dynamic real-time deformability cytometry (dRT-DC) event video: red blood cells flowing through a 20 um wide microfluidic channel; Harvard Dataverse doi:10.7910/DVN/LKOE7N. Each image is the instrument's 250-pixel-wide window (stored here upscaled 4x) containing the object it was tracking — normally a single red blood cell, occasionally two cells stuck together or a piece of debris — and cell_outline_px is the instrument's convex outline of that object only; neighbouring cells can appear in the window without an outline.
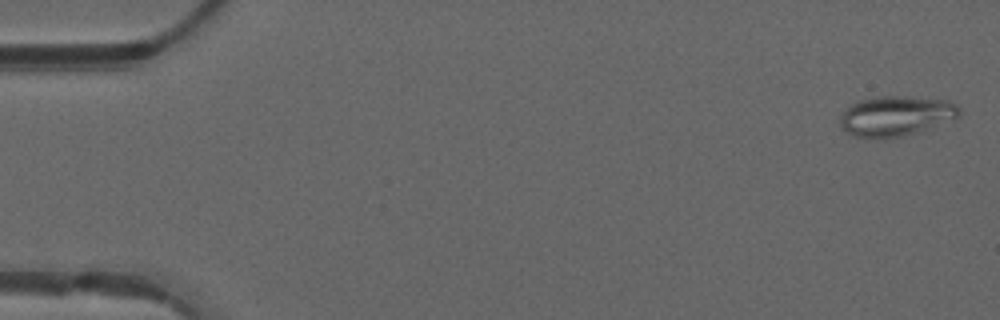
{"species": "common noctule bat (a hibernating species)", "species_latin": "Nyctalus noctula", "temperature_condition": "warm", "stored_images_in_passage": 51, "camera_frame_rate_fps": 3000, "um_per_image_px": 0.085, "animal": {"sex": "male", "forearm_length_mm": 52.5}, "frame": {"image": 1, "passage_image": 2, "time_ms": 0.333, "image_size_px": [1000, 320], "cell_outline_px": [[960, 116], [920, 132], [880, 140], [856, 136], [848, 132], [840, 124], [840, 116], [848, 104], [856, 100], [876, 96], [900, 96], [948, 100], [956, 104], [960, 108]], "centroid_in_image_um": [76.13, 9.85], "position_along_channel_um": 8.9, "area_um2": 28.21}}
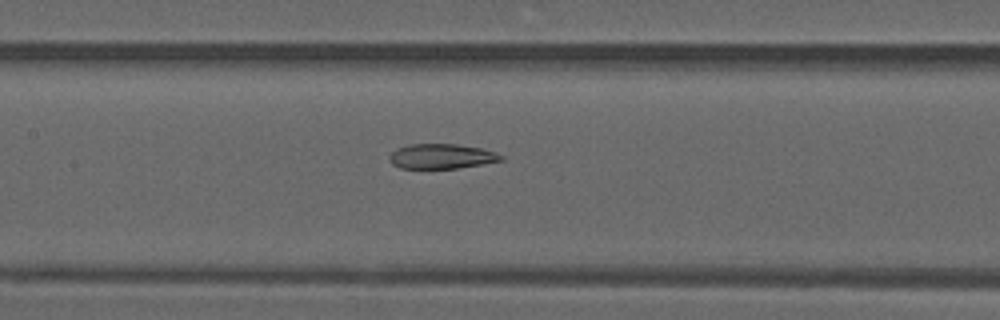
{"frame": {"image": 2, "passage_image": 24, "time_ms": 7.667, "image_size_px": [1000, 320], "cell_outline_px": [[504, 160], [484, 164], [456, 168], [400, 168], [392, 164], [388, 160], [388, 156], [396, 148], [408, 144], [456, 144], [480, 148], [496, 152], [504, 156]], "centroid_in_image_um": [37.52, 13.28], "position_along_channel_um": 169.9, "area_um2": 16.3}}
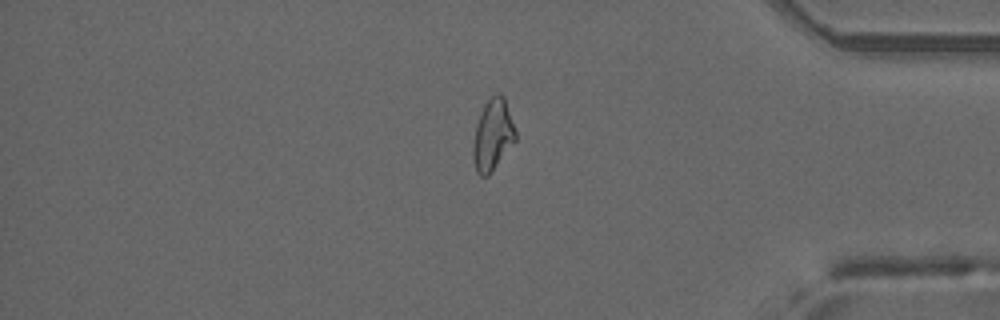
{"frame": {"image": 3, "passage_image": 42, "time_ms": 13.667, "image_size_px": [1000, 320], "cell_outline_px": [[516, 140], [488, 176], [480, 176], [476, 172], [472, 156], [472, 144], [476, 124], [480, 112], [484, 104], [496, 92], [500, 92], [504, 96], [516, 132]], "centroid_in_image_um": [41.86, 11.46], "position_along_channel_um": 393.3, "area_um2": 17.74}}